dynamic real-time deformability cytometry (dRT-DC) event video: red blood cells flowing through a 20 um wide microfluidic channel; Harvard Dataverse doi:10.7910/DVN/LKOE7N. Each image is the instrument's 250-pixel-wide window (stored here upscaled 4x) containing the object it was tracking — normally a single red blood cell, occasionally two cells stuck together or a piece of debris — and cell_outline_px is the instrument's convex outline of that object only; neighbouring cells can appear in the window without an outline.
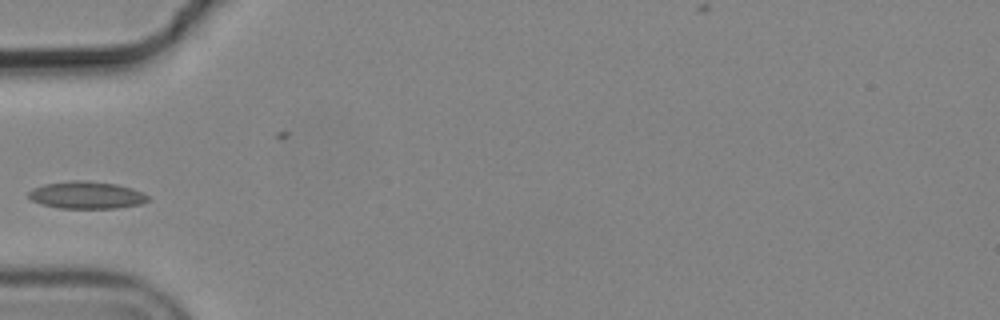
{"species": "common noctule bat (a hibernating species)", "species_latin": "Nyctalus noctula", "temperature_condition": "cold", "stored_images_in_passage": 4, "camera_frame_rate_fps": 3000, "um_per_image_px": 0.085, "animal": {"sex": "male", "body_mass_g": 19.2, "forearm_length_mm": 51.8}, "frame": {"image": 1, "passage_image": 4, "time_ms": 1.0, "image_size_px": [1000, 320], "cell_outline_px": [[148, 200], [140, 204], [116, 208], [60, 208], [44, 204], [32, 200], [28, 196], [28, 192], [32, 188], [44, 184], [72, 180], [88, 180], [116, 184], [132, 188], [148, 196]], "centroid_in_image_um": [7.34, 16.57], "position_along_channel_um": 77.7, "area_um2": 18.84}}